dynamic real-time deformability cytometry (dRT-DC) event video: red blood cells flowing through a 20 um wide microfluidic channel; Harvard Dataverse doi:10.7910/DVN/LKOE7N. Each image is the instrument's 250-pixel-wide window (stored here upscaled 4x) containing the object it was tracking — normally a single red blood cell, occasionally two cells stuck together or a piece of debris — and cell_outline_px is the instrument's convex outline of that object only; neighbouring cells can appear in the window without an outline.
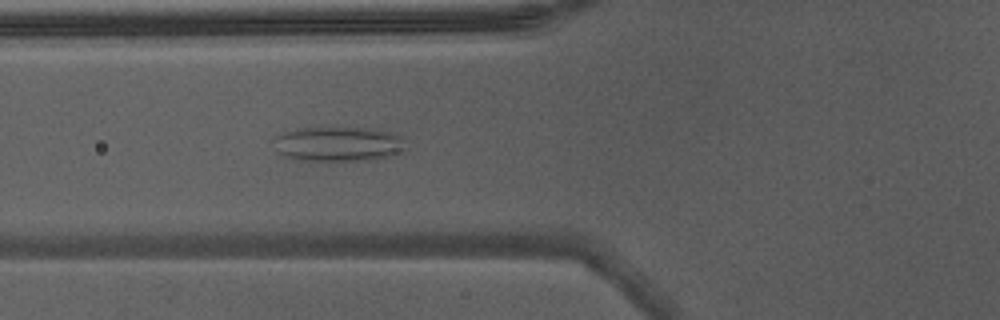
{"species": "Egyptian fruit bat (a non-hibernating species)", "species_latin": "Rousettus aegyptiacus", "temperature_condition": "warm", "stored_images_in_passage": 6, "camera_frame_rate_fps": 3000, "um_per_image_px": 0.085, "animal": {"sex": "male"}, "frame": {"image": 1, "passage_image": 6, "time_ms": 1.667, "image_size_px": [1000, 320], "cell_outline_px": [[404, 152], [376, 160], [296, 160], [280, 156], [276, 152], [272, 140], [276, 136], [284, 132], [296, 128], [372, 128], [392, 132], [404, 136]], "centroid_in_image_um": [28.75, 12.24], "position_along_channel_um": 97.1, "area_um2": 27.28}}